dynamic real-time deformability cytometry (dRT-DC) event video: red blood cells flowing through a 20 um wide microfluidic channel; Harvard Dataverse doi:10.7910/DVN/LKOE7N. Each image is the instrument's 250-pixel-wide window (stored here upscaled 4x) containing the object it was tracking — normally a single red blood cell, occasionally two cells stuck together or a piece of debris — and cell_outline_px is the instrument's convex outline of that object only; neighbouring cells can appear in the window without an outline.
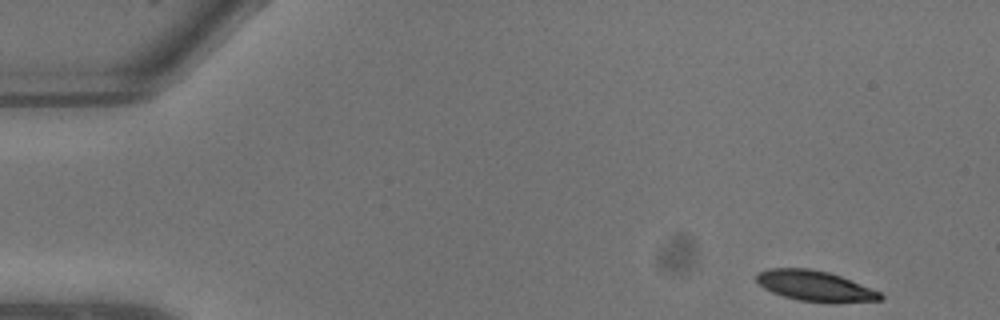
{"species": "common noctule bat (a hibernating species)", "species_latin": "Nyctalus noctula", "temperature_condition": "warm", "stored_images_in_passage": 6, "camera_frame_rate_fps": 3000, "um_per_image_px": 0.085, "animal": {"sex": "male", "body_mass_g": 13.3}, "frame": {"image": 1, "passage_image": 1, "time_ms": 0.0, "image_size_px": [1000, 320], "cell_outline_px": [[884, 300], [836, 304], [832, 304], [800, 300], [784, 296], [772, 292], [764, 288], [756, 280], [756, 272], [768, 268], [812, 268], [828, 272], [840, 276], [880, 292], [884, 296]], "centroid_in_image_um": [69.3, 24.32], "position_along_channel_um": 15.7, "area_um2": 22.31}}
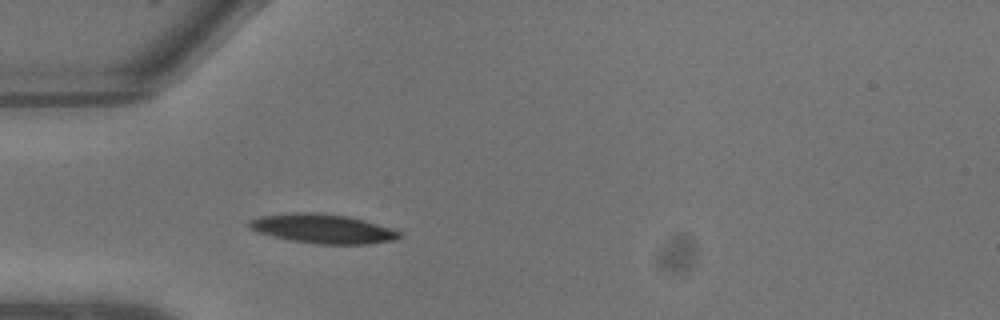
{"frame": {"image": 2, "passage_image": 6, "time_ms": 1.667, "image_size_px": [1000, 320], "cell_outline_px": [[400, 236], [396, 240], [368, 244], [316, 244], [292, 240], [272, 236], [256, 232], [248, 228], [248, 220], [260, 216], [292, 212], [320, 212], [348, 216], [364, 220], [400, 232]], "centroid_in_image_um": [27.37, 19.43], "position_along_channel_um": 57.6, "area_um2": 25.66}}